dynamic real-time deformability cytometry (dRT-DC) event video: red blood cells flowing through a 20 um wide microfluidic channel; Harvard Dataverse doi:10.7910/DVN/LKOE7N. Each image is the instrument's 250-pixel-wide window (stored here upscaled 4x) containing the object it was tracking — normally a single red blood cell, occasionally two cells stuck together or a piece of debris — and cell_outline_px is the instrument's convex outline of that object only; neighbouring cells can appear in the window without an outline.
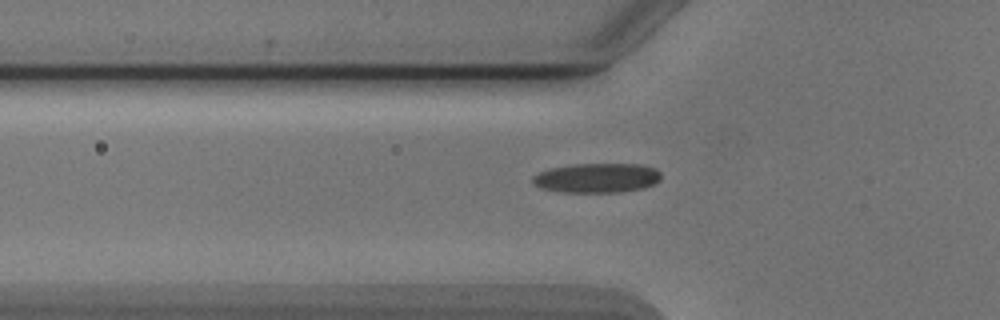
{"species": "Egyptian fruit bat (a non-hibernating species)", "species_latin": "Rousettus aegyptiacus", "temperature_condition": "cold", "stored_images_in_passage": 40, "camera_frame_rate_fps": 3000, "um_per_image_px": 0.085, "animal": {"sex": "male"}, "frame": {"image": 1, "passage_image": 10, "time_ms": 3.0, "image_size_px": [1000, 320], "cell_outline_px": [[660, 180], [652, 184], [640, 188], [620, 192], [556, 192], [540, 188], [532, 184], [532, 176], [548, 168], [572, 164], [640, 164], [656, 168], [660, 172]], "centroid_in_image_um": [50.68, 15.12], "position_along_channel_um": 75.1, "area_um2": 22.25}}
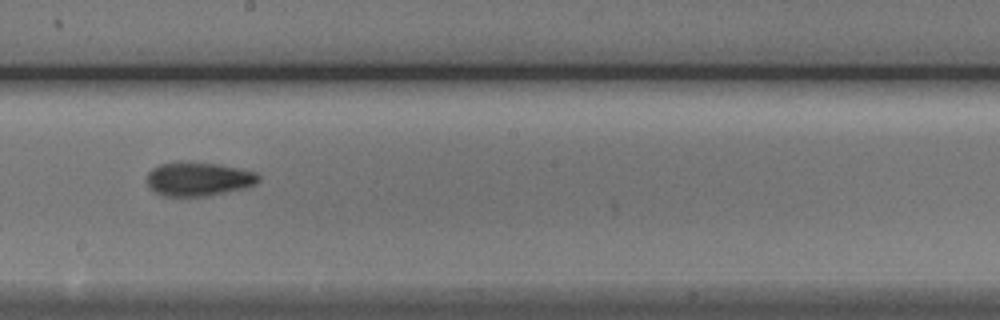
{"frame": {"image": 2, "passage_image": 22, "time_ms": 7.0, "image_size_px": [1000, 320], "cell_outline_px": [[260, 180], [256, 184], [248, 188], [208, 196], [164, 196], [156, 192], [148, 184], [148, 172], [152, 168], [160, 164], [180, 160], [188, 160], [220, 164], [244, 168], [256, 172], [260, 176]], "centroid_in_image_um": [16.94, 15.18], "position_along_channel_um": 231.3, "area_um2": 22.72}}
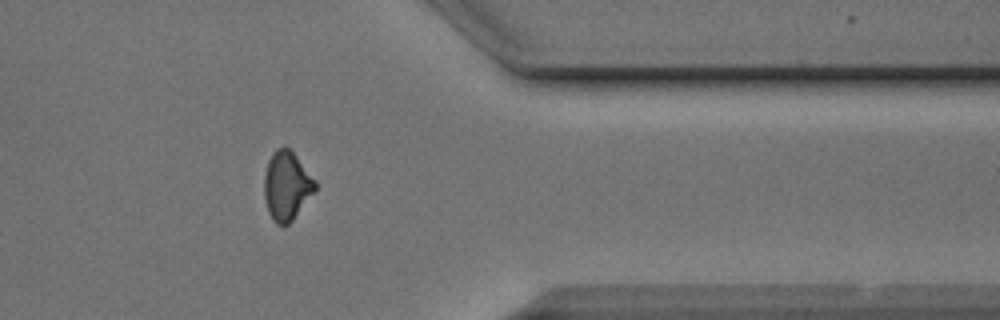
{"frame": {"image": 3, "passage_image": 35, "time_ms": 11.333, "image_size_px": [1000, 320], "cell_outline_px": [[316, 188], [292, 220], [288, 224], [276, 224], [272, 220], [268, 212], [264, 196], [264, 176], [268, 160], [272, 152], [276, 148], [288, 148], [296, 156], [316, 180]], "centroid_in_image_um": [24.34, 15.78], "position_along_channel_um": 387.1, "area_um2": 20.17}}